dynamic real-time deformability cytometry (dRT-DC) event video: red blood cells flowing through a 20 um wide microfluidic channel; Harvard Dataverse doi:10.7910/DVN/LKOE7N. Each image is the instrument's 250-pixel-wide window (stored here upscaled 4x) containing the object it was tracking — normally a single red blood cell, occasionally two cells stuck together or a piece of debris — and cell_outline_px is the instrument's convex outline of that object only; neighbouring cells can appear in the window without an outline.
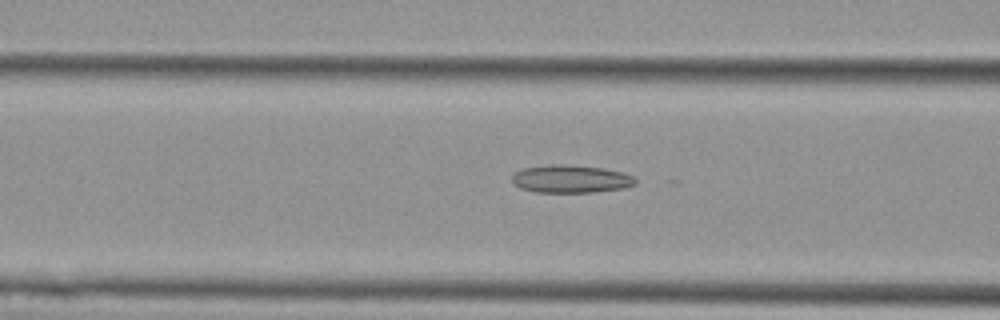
{"species": "Egyptian fruit bat (a non-hibernating species)", "species_latin": "Rousettus aegyptiacus", "temperature_condition": "cold", "stored_images_in_passage": 51, "camera_frame_rate_fps": 3000, "um_per_image_px": 0.085, "animal": {"sex": "female"}, "frame": {"image": 1, "passage_image": 22, "time_ms": 7.0, "image_size_px": [1000, 320], "cell_outline_px": [[636, 184], [624, 188], [592, 192], [536, 192], [520, 188], [512, 180], [512, 176], [516, 172], [524, 168], [548, 164], [560, 164], [600, 168], [624, 172], [632, 176], [636, 180]], "centroid_in_image_um": [48.52, 15.21], "position_along_channel_um": 118.1, "area_um2": 19.83}}
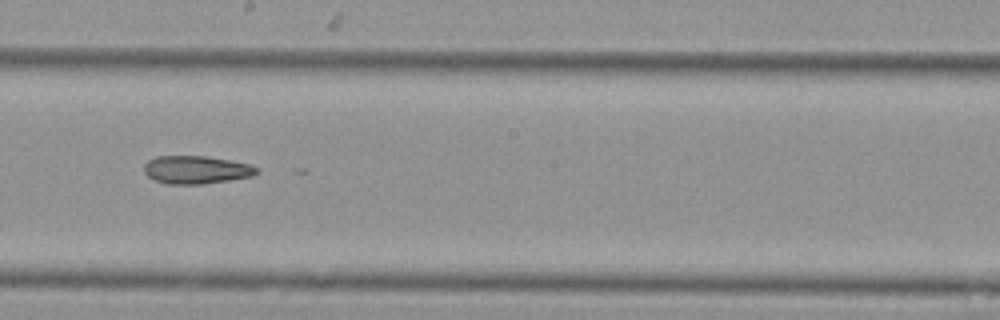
{"frame": {"image": 2, "passage_image": 31, "time_ms": 10.0, "image_size_px": [1000, 320], "cell_outline_px": [[260, 172], [252, 176], [204, 184], [168, 184], [152, 180], [144, 172], [144, 164], [148, 160], [156, 156], [204, 156], [252, 164]], "centroid_in_image_um": [16.65, 14.43], "position_along_channel_um": 231.5, "area_um2": 18.44}}
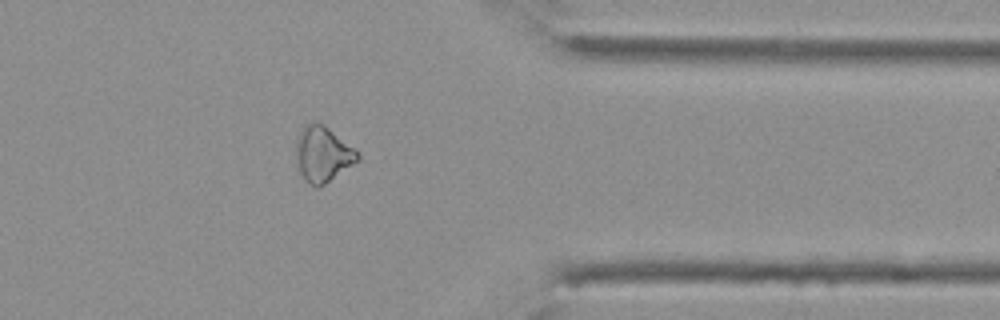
{"frame": {"image": 3, "passage_image": 44, "time_ms": 14.333, "image_size_px": [1000, 320], "cell_outline_px": [[360, 160], [324, 184], [316, 188], [308, 184], [304, 180], [296, 164], [296, 140], [304, 124], [312, 120], [324, 124], [356, 148], [360, 152]], "centroid_in_image_um": [27.44, 13.08], "position_along_channel_um": 384.0, "area_um2": 20.4}}